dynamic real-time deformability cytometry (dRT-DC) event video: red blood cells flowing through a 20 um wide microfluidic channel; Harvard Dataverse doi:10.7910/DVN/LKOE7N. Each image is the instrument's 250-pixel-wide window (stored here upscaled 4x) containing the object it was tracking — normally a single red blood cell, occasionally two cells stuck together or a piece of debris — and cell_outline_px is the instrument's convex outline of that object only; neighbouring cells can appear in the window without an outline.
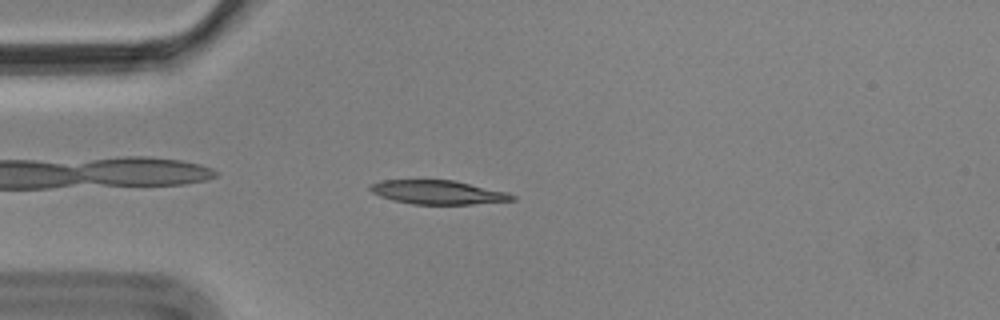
{"species": "Egyptian fruit bat (a non-hibernating species)", "species_latin": "Rousettus aegyptiacus", "temperature_condition": "cold", "stored_images_in_passage": 4, "camera_frame_rate_fps": 3000, "um_per_image_px": 0.085, "animal": {"sex": "male"}, "frame": {"image": 1, "passage_image": 4, "time_ms": 1.0, "image_size_px": [1000, 320], "cell_outline_px": [[516, 200], [472, 204], [412, 204], [392, 200], [380, 196], [372, 192], [368, 188], [368, 184], [380, 180], [456, 180], [508, 192], [516, 196]], "centroid_in_image_um": [37.22, 16.33], "position_along_channel_um": 47.8, "area_um2": 20.0}}